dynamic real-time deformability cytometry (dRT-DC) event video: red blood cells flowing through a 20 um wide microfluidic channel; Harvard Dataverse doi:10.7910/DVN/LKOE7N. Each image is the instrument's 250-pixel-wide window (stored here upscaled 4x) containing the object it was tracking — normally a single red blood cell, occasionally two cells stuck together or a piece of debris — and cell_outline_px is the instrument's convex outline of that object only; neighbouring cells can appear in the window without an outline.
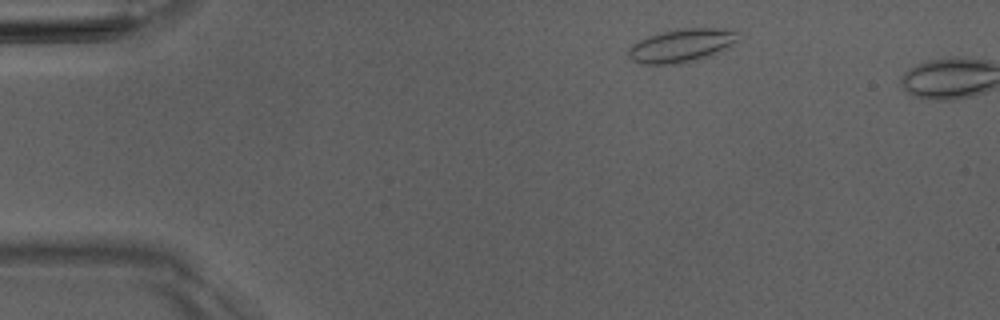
{"species": "Egyptian fruit bat (a non-hibernating species)", "species_latin": "Rousettus aegyptiacus", "temperature_condition": "room temperature", "stored_images_in_passage": 2, "camera_frame_rate_fps": 3000, "um_per_image_px": 0.085, "animal": {"sex": "male"}, "frame": {"image": 1, "passage_image": 1, "time_ms": 0.0, "image_size_px": [1000, 320], "cell_outline_px": [[740, 40], [712, 56], [680, 64], [644, 64], [632, 60], [628, 56], [628, 48], [632, 44], [648, 36], [680, 28], [736, 28]], "centroid_in_image_um": [57.99, 3.86], "position_along_channel_um": 27.0, "area_um2": 21.62}}